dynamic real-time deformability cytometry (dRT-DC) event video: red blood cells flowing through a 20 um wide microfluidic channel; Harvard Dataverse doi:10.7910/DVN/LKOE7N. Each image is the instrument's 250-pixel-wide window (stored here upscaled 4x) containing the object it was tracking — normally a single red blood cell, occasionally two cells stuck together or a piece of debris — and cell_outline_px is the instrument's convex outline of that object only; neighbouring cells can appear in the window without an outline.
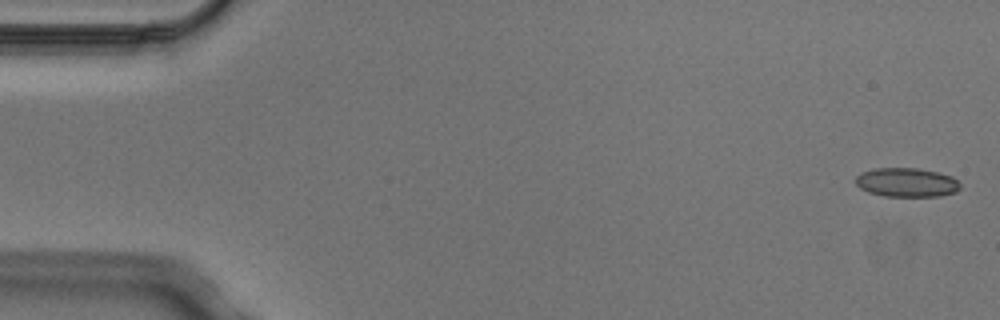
{"species": "Egyptian fruit bat (a non-hibernating species)", "species_latin": "Rousettus aegyptiacus", "temperature_condition": "cold", "stored_images_in_passage": 4, "camera_frame_rate_fps": 3000, "um_per_image_px": 0.085, "animal": {"sex": "male"}, "frame": {"image": 1, "passage_image": 1, "time_ms": 0.0, "image_size_px": [1000, 320], "cell_outline_px": [[960, 188], [956, 192], [940, 196], [884, 196], [868, 192], [860, 188], [856, 184], [856, 176], [860, 172], [876, 168], [916, 168], [936, 172], [952, 176], [960, 184]], "centroid_in_image_um": [77.05, 15.51], "position_along_channel_um": 8.0, "area_um2": 17.69}}
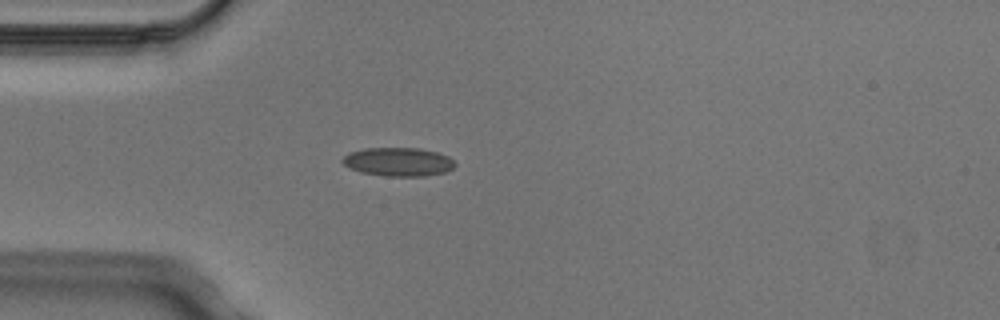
{"frame": {"image": 2, "passage_image": 4, "time_ms": 1.0, "image_size_px": [1000, 320], "cell_outline_px": [[456, 164], [452, 168], [444, 172], [428, 176], [384, 176], [360, 172], [344, 164], [340, 160], [348, 152], [364, 148], [420, 148], [436, 152], [448, 156]], "centroid_in_image_um": [33.83, 13.75], "position_along_channel_um": 51.2, "area_um2": 18.79}}